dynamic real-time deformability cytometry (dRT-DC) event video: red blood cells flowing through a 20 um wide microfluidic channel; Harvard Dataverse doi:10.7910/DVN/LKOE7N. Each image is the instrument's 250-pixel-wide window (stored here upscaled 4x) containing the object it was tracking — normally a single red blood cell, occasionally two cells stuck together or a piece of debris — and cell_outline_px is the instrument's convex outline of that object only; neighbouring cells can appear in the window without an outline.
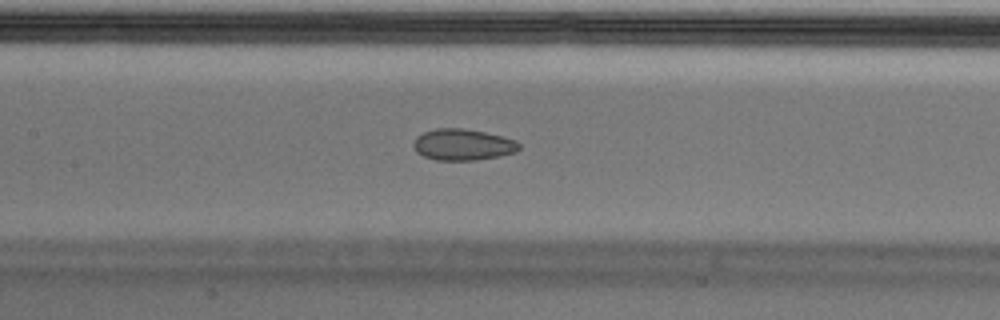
{"species": "Egyptian fruit bat (a non-hibernating species)", "species_latin": "Rousettus aegyptiacus", "temperature_condition": "cold", "stored_images_in_passage": 50, "camera_frame_rate_fps": 3000, "um_per_image_px": 0.085, "animal": {"sex": "male"}, "frame": {"image": 1, "passage_image": 21, "time_ms": 6.667, "image_size_px": [1000, 320], "cell_outline_px": [[520, 148], [516, 152], [500, 156], [476, 160], [436, 160], [424, 156], [416, 152], [412, 144], [416, 136], [424, 132], [436, 128], [464, 128], [484, 132], [516, 140], [520, 144]], "centroid_in_image_um": [39.33, 12.29], "position_along_channel_um": 168.1, "area_um2": 19.36}}
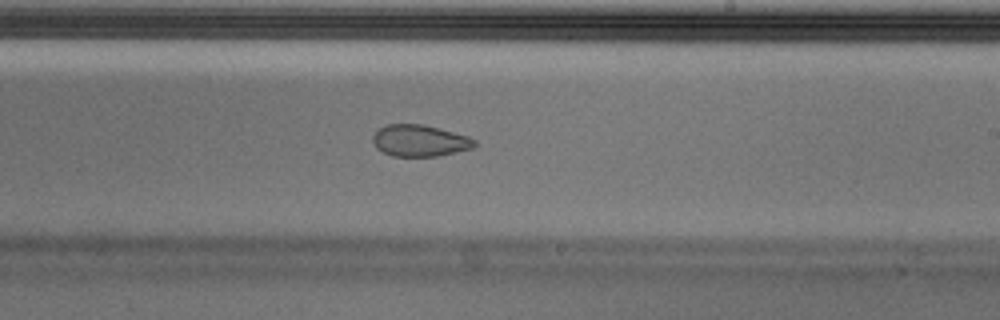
{"frame": {"image": 2, "passage_image": 28, "time_ms": 9.0, "image_size_px": [1000, 320], "cell_outline_px": [[476, 144], [472, 148], [456, 152], [436, 156], [392, 156], [376, 148], [372, 140], [372, 136], [384, 124], [424, 124], [468, 136], [476, 140]], "centroid_in_image_um": [35.66, 11.95], "position_along_channel_um": 253.3, "area_um2": 18.73}}
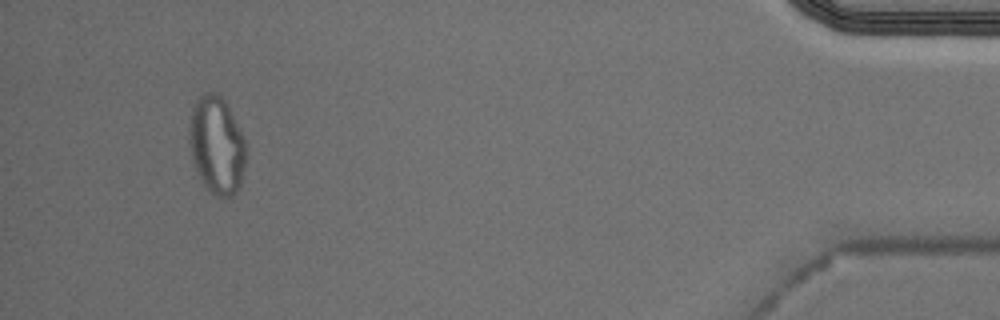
{"frame": {"image": 3, "passage_image": 47, "time_ms": 15.333, "image_size_px": [1000, 320], "cell_outline_px": [[244, 168], [240, 188], [232, 196], [224, 200], [216, 196], [200, 180], [192, 160], [188, 140], [188, 128], [196, 96], [204, 92], [216, 92], [224, 100], [244, 136]], "centroid_in_image_um": [18.39, 12.35], "position_along_channel_um": 416.8, "area_um2": 32.54}, "authors_computed_cell_mechanics": {"area_um2": 21.097, "velocity_mm_per_s": 3.6645, "shape_relaxation_time_tau1_ms": null, "shape_relaxation_time_tau2_ms": 2.3937, "deformation_change_tau1": null, "deformation_change_tau2": 0.0659}}